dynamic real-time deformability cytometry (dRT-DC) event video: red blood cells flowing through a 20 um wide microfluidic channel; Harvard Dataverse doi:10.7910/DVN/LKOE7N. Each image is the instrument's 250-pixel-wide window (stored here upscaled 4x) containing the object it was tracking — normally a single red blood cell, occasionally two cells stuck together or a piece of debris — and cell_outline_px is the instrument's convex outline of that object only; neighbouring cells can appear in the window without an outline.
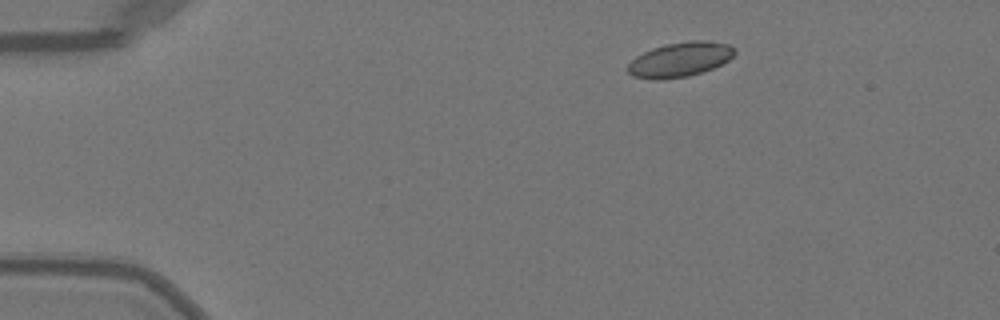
{"species": "Egyptian fruit bat (a non-hibernating species)", "species_latin": "Rousettus aegyptiacus", "temperature_condition": "warm", "stored_images_in_passage": 43, "camera_frame_rate_fps": 3000, "um_per_image_px": 0.085, "animal": {"sex": "female"}, "frame": {"image": 1, "passage_image": 1, "time_ms": 0.0, "image_size_px": [1000, 320], "cell_outline_px": [[736, 52], [728, 60], [712, 68], [688, 76], [660, 80], [652, 80], [632, 76], [628, 72], [628, 64], [636, 56], [652, 48], [664, 44], [688, 40], [708, 40], [728, 44], [736, 48]], "centroid_in_image_um": [57.79, 5.05], "position_along_channel_um": 27.2, "area_um2": 21.68}}
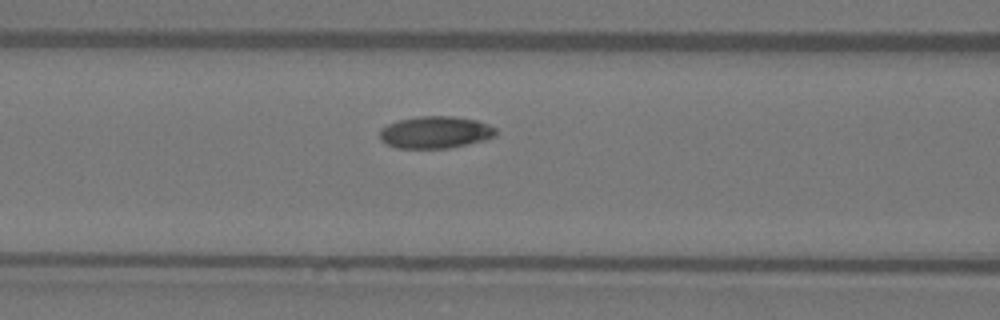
{"frame": {"image": 2, "passage_image": 14, "time_ms": 4.333, "image_size_px": [1000, 320], "cell_outline_px": [[496, 136], [484, 140], [448, 148], [396, 148], [380, 140], [380, 128], [388, 124], [400, 120], [416, 116], [452, 116], [476, 120], [488, 124], [496, 128]], "centroid_in_image_um": [37.0, 11.24], "position_along_channel_um": 129.6, "area_um2": 21.68}}
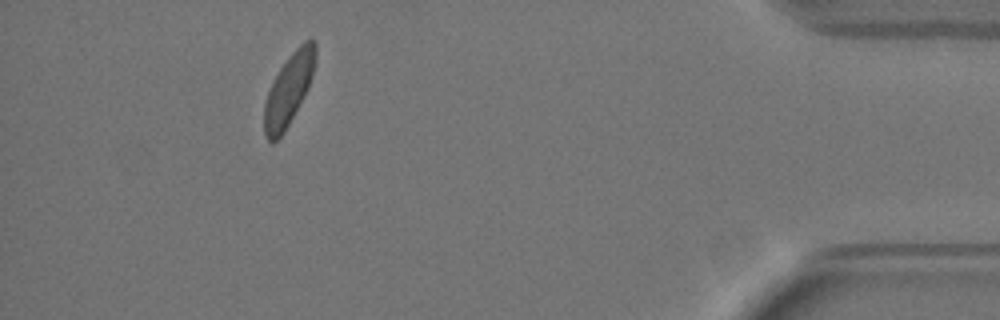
{"frame": {"image": 3, "passage_image": 39, "time_ms": 12.667, "image_size_px": [1000, 320], "cell_outline_px": [[316, 64], [308, 88], [304, 96], [284, 132], [272, 144], [264, 136], [264, 104], [268, 92], [280, 68], [292, 52], [304, 40], [316, 40]], "centroid_in_image_um": [24.55, 7.61], "position_along_channel_um": 410.6, "area_um2": 21.15}, "authors_computed_cell_mechanics": {"area_um2": 21.5016, "velocity_mm_per_s": 4.0245, "shape_relaxation_time_tau1_ms": 1.9154, "shape_relaxation_time_tau2_ms": null, "deformation_change_tau1": 0.0876, "deformation_change_tau2": null}}